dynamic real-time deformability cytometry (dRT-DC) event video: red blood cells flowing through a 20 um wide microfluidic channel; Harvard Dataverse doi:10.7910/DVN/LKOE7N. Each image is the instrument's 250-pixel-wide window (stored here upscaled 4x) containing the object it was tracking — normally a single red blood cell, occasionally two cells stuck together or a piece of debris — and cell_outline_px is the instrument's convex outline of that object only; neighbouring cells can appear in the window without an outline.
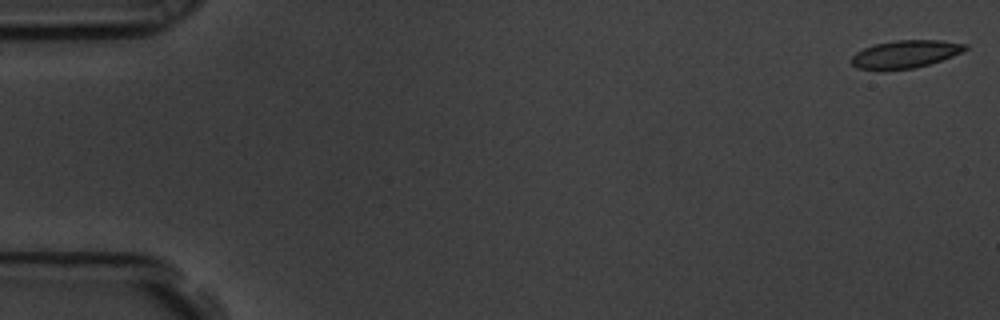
{"species": "common noctule bat (a hibernating species)", "species_latin": "Nyctalus noctula", "temperature_condition": "room temperature", "stored_images_in_passage": 57, "camera_frame_rate_fps": 3000, "um_per_image_px": 0.085, "animal": {"sex": "male", "body_mass_g": 19.5, "forearm_length_mm": 54.6}, "frame": {"image": 1, "passage_image": 1, "time_ms": 0.0, "image_size_px": [1000, 320], "cell_outline_px": [[968, 48], [952, 56], [916, 68], [856, 68], [852, 64], [852, 56], [856, 52], [864, 48], [876, 44], [896, 40], [940, 40], [968, 44]], "centroid_in_image_um": [76.99, 4.57], "position_along_channel_um": 8.0, "area_um2": 17.8}}
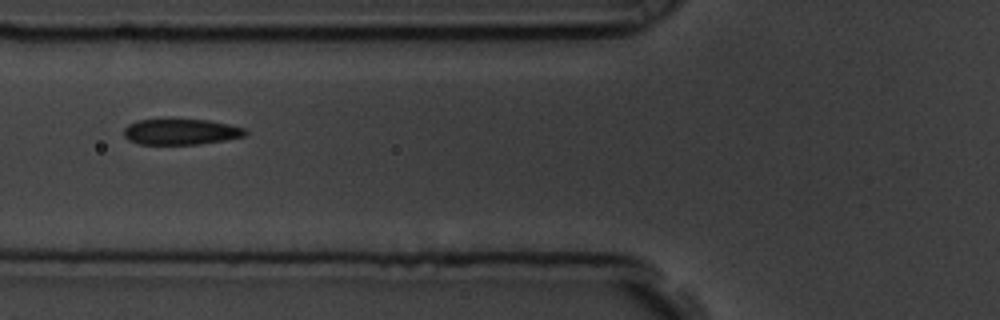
{"frame": {"image": 2, "passage_image": 22, "time_ms": 7.0, "image_size_px": [1000, 320], "cell_outline_px": [[248, 132], [244, 136], [224, 140], [200, 144], [140, 144], [128, 140], [124, 136], [124, 128], [128, 124], [136, 120], [164, 116], [208, 120], [228, 124], [244, 128]], "centroid_in_image_um": [15.3, 11.15], "position_along_channel_um": 110.5, "area_um2": 19.13}}
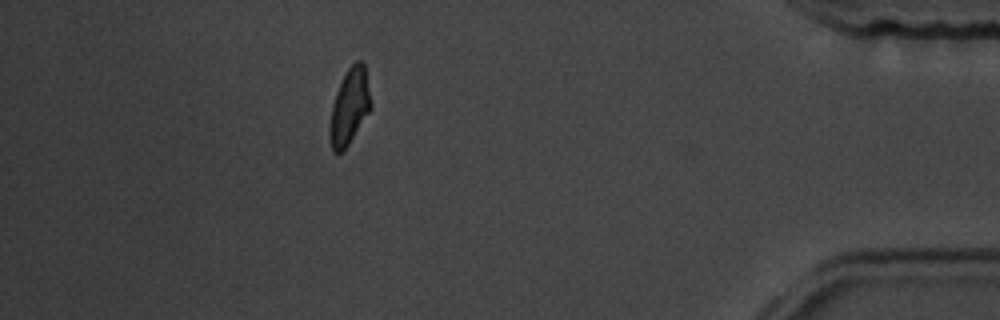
{"frame": {"image": 3, "passage_image": 51, "time_ms": 16.667, "image_size_px": [1000, 320], "cell_outline_px": [[372, 108], [348, 144], [340, 152], [332, 152], [328, 132], [332, 104], [336, 92], [348, 68], [356, 60], [360, 60], [364, 64], [372, 104]], "centroid_in_image_um": [29.7, 9.07], "position_along_channel_um": 405.5, "area_um2": 18.03}, "authors_computed_cell_mechanics": {"area_um2": 18.9006, "velocity_mm_per_s": 3.5571, "shape_relaxation_time_tau1_ms": 3.2375, "shape_relaxation_time_tau2_ms": 1.4894, "deformation_change_tau1": 0.1147, "deformation_change_tau2": 0.0805}}